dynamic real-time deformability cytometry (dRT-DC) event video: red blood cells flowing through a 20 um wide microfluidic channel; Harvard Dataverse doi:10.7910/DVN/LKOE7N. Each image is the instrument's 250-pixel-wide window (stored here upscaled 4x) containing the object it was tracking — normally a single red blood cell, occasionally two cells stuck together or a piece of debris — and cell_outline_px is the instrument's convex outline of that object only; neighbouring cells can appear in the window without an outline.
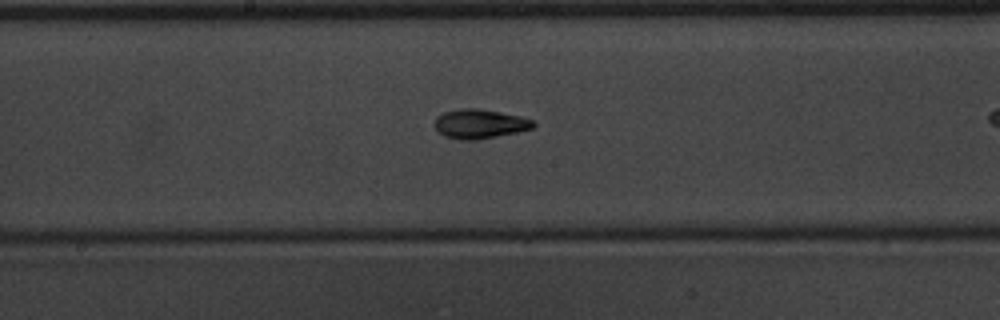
{"species": "common noctule bat (a hibernating species)", "species_latin": "Nyctalus noctula", "temperature_condition": "warm", "stored_images_in_passage": 30, "camera_frame_rate_fps": 3000, "um_per_image_px": 0.085, "animal": {"sex": "male", "body_mass_g": 20.1, "forearm_length_mm": 53.5}, "frame": {"image": 1, "passage_image": 13, "time_ms": 4.0, "image_size_px": [1000, 320], "cell_outline_px": [[536, 124], [532, 128], [516, 132], [476, 140], [460, 140], [444, 136], [436, 128], [436, 116], [444, 112], [460, 108], [476, 108], [500, 112], [520, 116], [532, 120]], "centroid_in_image_um": [40.76, 10.52], "position_along_channel_um": 207.4, "area_um2": 16.65}}
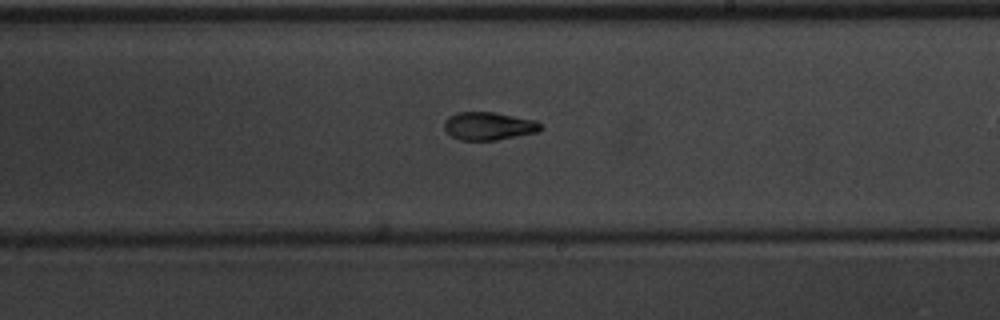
{"frame": {"image": 2, "passage_image": 16, "time_ms": 5.0, "image_size_px": [1000, 320], "cell_outline_px": [[544, 128], [536, 132], [496, 140], [460, 140], [452, 136], [444, 128], [444, 120], [448, 116], [456, 112], [496, 112], [536, 120], [544, 124]], "centroid_in_image_um": [41.56, 10.7], "position_along_channel_um": 247.4, "area_um2": 15.9}, "authors_computed_cell_mechanics": {"area_um2": 15.5193, "velocity_mm_per_s": 4.0278, "shape_relaxation_time_tau1_ms": 4.4726, "shape_relaxation_time_tau2_ms": 2.5682, "deformation_change_tau1": 0.1603, "deformation_change_tau2": 0.0991}}